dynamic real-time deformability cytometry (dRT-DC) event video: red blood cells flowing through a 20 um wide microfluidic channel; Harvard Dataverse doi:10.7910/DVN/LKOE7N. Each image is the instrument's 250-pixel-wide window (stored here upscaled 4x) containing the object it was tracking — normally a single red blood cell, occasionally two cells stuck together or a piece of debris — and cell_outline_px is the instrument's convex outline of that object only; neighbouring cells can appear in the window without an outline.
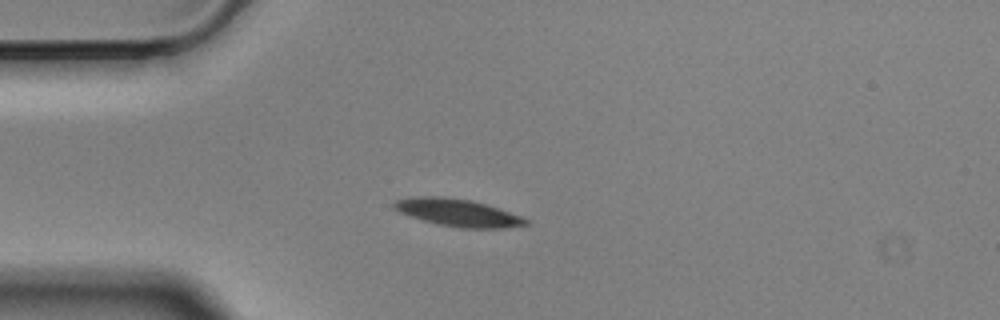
{"species": "Egyptian fruit bat (a non-hibernating species)", "species_latin": "Rousettus aegyptiacus", "temperature_condition": "cold", "stored_images_in_passage": 44, "camera_frame_rate_fps": 3000, "um_per_image_px": 0.085, "animal": {"sex": "male"}, "frame": {"image": 1, "passage_image": 1, "time_ms": 0.0, "image_size_px": [1000, 320], "cell_outline_px": [[528, 224], [504, 228], [460, 228], [440, 224], [424, 220], [400, 212], [392, 208], [392, 204], [396, 200], [420, 196], [440, 196], [472, 200], [520, 216], [528, 220]], "centroid_in_image_um": [38.89, 18.07], "position_along_channel_um": 46.1, "area_um2": 20.58}}
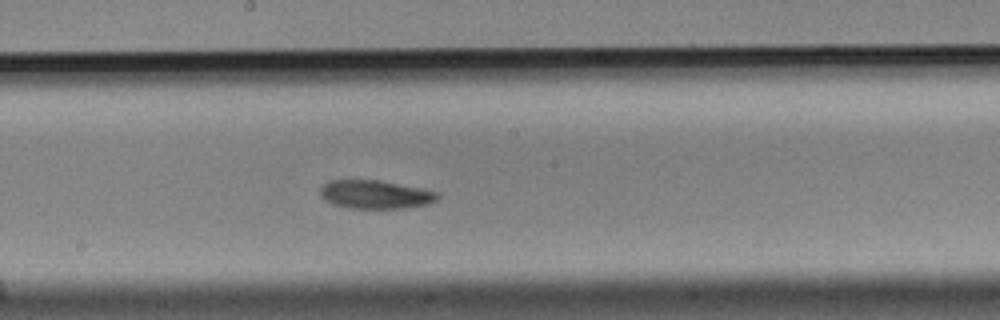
{"frame": {"image": 2, "passage_image": 17, "time_ms": 5.333, "image_size_px": [1000, 320], "cell_outline_px": [[440, 196], [436, 200], [428, 204], [400, 208], [348, 208], [332, 204], [324, 200], [320, 196], [320, 188], [328, 180], [376, 180], [420, 188], [440, 192]], "centroid_in_image_um": [31.87, 16.53], "position_along_channel_um": 216.3, "area_um2": 19.42}}
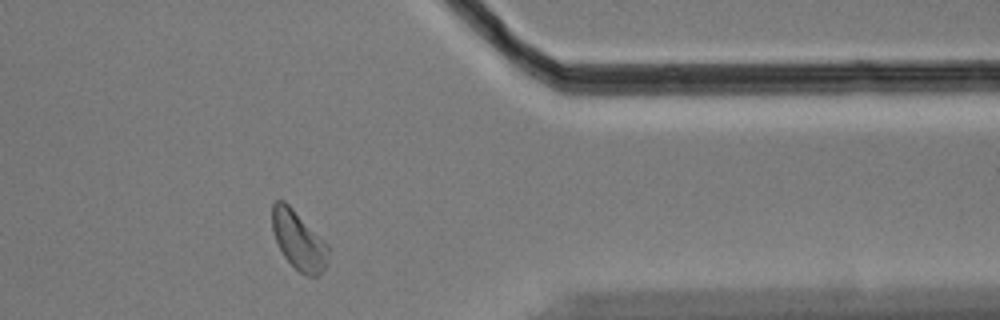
{"frame": {"image": 3, "passage_image": 33, "time_ms": 10.667, "image_size_px": [1000, 320], "cell_outline_px": [[332, 248], [324, 268], [316, 276], [304, 276], [284, 256], [276, 240], [272, 228], [272, 204], [276, 200], [284, 200]], "centroid_in_image_um": [25.4, 20.43], "position_along_channel_um": 386.0, "area_um2": 19.02}, "authors_computed_cell_mechanics": {"area_um2": 19.7676, "velocity_mm_per_s": 3.476, "shape_relaxation_time_tau1_ms": 2.682, "shape_relaxation_time_tau2_ms": null, "deformation_change_tau1": 0.1039, "deformation_change_tau2": null}}